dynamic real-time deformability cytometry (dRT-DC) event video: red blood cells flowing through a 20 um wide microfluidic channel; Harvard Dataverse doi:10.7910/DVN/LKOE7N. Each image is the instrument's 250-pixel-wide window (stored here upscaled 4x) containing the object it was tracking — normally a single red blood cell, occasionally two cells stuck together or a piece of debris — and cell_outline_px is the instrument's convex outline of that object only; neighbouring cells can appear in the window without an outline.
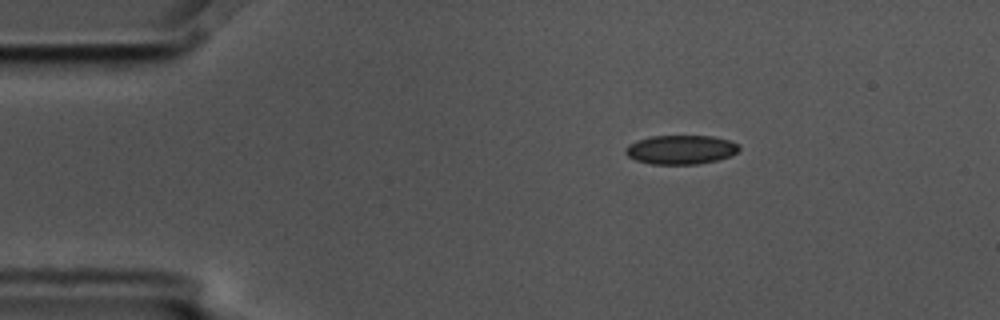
{"species": "common noctule bat (a hibernating species)", "species_latin": "Nyctalus noctula", "temperature_condition": "cold", "stored_images_in_passage": 2, "camera_frame_rate_fps": 3000, "um_per_image_px": 0.085, "animal": {"sex": "male", "body_mass_g": 17.5, "forearm_length_mm": 52.3}, "frame": {"image": 1, "passage_image": 1, "time_ms": 0.0, "image_size_px": [1000, 320], "cell_outline_px": [[740, 148], [736, 152], [728, 156], [716, 160], [696, 164], [652, 164], [636, 160], [628, 156], [624, 152], [624, 148], [628, 144], [636, 140], [652, 136], [712, 136], [728, 140], [740, 144]], "centroid_in_image_um": [57.83, 12.71], "position_along_channel_um": 27.2, "area_um2": 19.19}}